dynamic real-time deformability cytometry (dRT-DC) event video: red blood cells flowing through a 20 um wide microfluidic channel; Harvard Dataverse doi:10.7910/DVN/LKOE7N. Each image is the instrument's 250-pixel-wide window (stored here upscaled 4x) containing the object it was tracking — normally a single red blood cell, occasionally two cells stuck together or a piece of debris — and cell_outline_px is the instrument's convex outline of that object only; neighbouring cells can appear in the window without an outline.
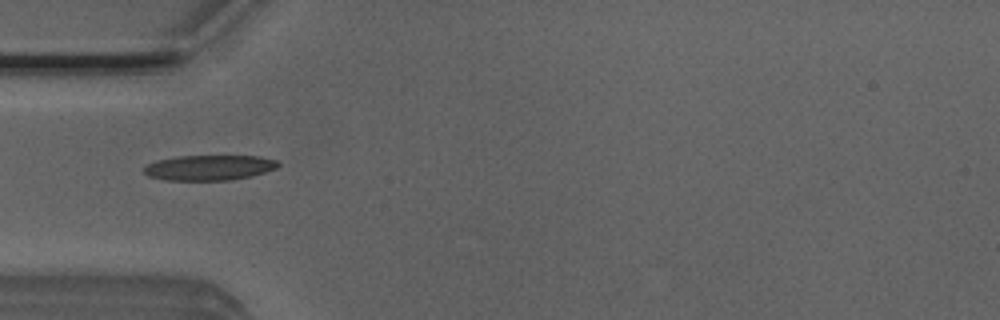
{"species": "Egyptian fruit bat (a non-hibernating species)", "species_latin": "Rousettus aegyptiacus", "temperature_condition": "room temperature", "stored_images_in_passage": 1, "camera_frame_rate_fps": 3000, "um_per_image_px": 0.085, "animal": {"sex": "male"}, "frame": {"image": 1, "passage_image": 1, "time_ms": 0.0, "image_size_px": [1000, 320], "cell_outline_px": [[280, 164], [276, 168], [252, 176], [232, 180], [164, 180], [148, 176], [144, 172], [144, 168], [148, 164], [156, 160], [176, 156], [260, 156], [276, 160]], "centroid_in_image_um": [17.78, 14.25], "position_along_channel_um": 67.2, "area_um2": 19.77}}